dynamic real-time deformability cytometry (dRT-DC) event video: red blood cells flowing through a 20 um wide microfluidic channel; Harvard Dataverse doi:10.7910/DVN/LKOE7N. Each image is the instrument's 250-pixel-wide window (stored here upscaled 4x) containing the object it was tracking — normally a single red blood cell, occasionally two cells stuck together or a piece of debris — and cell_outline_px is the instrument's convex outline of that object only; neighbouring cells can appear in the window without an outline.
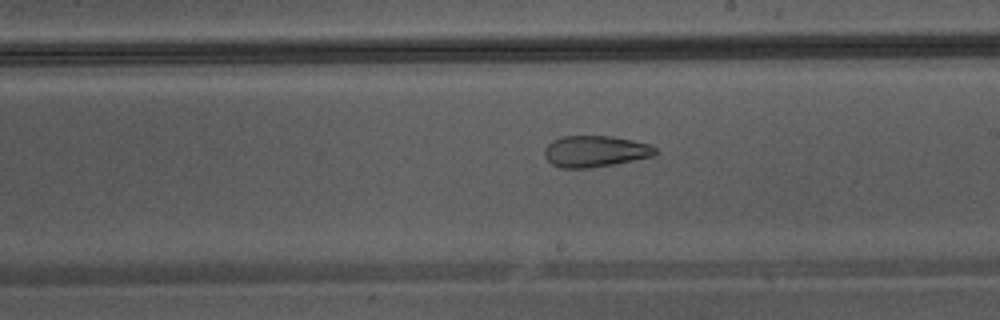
{"species": "Egyptian fruit bat (a non-hibernating species)", "species_latin": "Rousettus aegyptiacus", "temperature_condition": "warm", "stored_images_in_passage": 24, "camera_frame_rate_fps": 3000, "um_per_image_px": 0.085, "animal": {"sex": "male"}, "frame": {"image": 1, "passage_image": 14, "time_ms": 4.333, "image_size_px": [1000, 320], "cell_outline_px": [[660, 152], [652, 156], [612, 164], [588, 168], [560, 168], [552, 164], [544, 156], [544, 148], [552, 140], [560, 136], [612, 136], [632, 140], [648, 144], [656, 148]], "centroid_in_image_um": [50.56, 12.85], "position_along_channel_um": 238.4, "area_um2": 20.23}}